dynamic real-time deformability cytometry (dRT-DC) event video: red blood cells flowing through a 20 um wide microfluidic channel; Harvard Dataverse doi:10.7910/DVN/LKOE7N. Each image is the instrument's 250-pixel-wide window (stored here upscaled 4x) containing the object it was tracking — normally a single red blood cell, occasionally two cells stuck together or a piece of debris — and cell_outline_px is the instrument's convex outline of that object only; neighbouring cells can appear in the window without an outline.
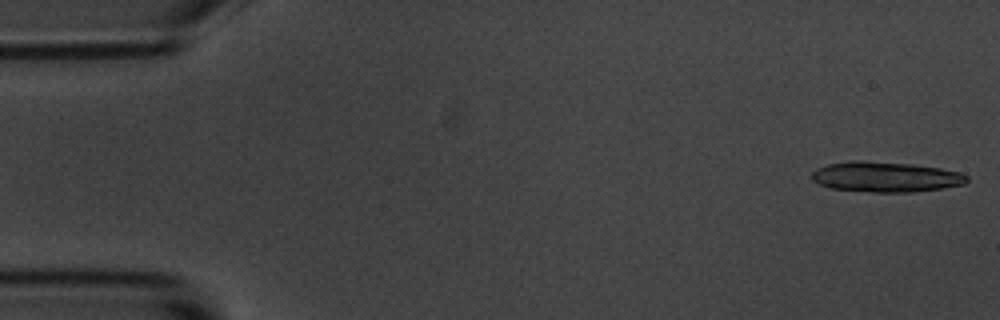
{"species": "common noctule bat (a hibernating species)", "species_latin": "Nyctalus noctula", "temperature_condition": "room temperature", "stored_images_in_passage": 15, "segment_of_instrument_passage": [1, 2], "camera_frame_rate_fps": 3000, "um_per_image_px": 0.085, "animal": {"sex": "male", "body_mass_g": 20.1, "forearm_length_mm": 53.5}, "frame": {"image": 1, "passage_image": 1, "time_ms": 0.0, "image_size_px": [1000, 320], "cell_outline_px": [[968, 180], [964, 184], [940, 188], [912, 192], [872, 192], [828, 188], [812, 180], [812, 172], [816, 168], [828, 164], [848, 160], [864, 160], [912, 164], [940, 168], [960, 172], [968, 176]], "centroid_in_image_um": [75.24, 15.02], "position_along_channel_um": 9.8, "area_um2": 27.51}}